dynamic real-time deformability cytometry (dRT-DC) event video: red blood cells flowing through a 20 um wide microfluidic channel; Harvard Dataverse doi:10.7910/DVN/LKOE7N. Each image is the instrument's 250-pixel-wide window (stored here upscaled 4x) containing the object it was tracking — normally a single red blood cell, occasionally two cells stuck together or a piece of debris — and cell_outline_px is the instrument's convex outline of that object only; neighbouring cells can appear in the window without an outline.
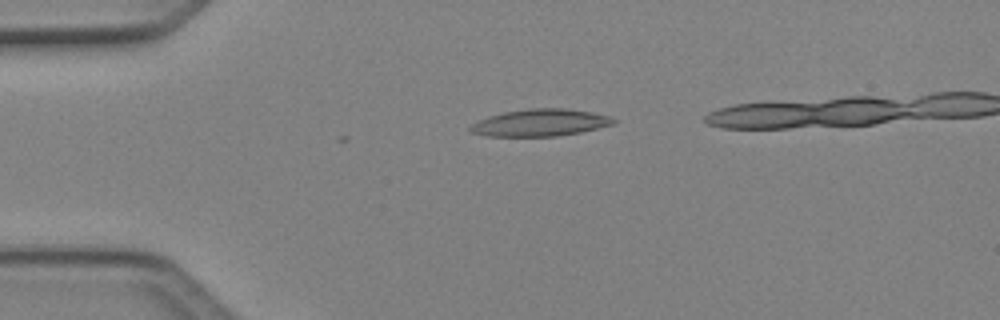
{"species": "Egyptian fruit bat (a non-hibernating species)", "species_latin": "Rousettus aegyptiacus", "temperature_condition": "cold", "stored_images_in_passage": 4, "camera_frame_rate_fps": 3000, "um_per_image_px": 0.085, "animal": {"sex": "female"}, "frame": {"image": 1, "passage_image": 2, "time_ms": 0.333, "image_size_px": [1000, 320], "cell_outline_px": [[616, 124], [580, 132], [556, 136], [488, 136], [472, 132], [468, 128], [476, 120], [488, 116], [504, 112], [528, 108], [564, 108], [592, 112], [608, 116], [616, 120]], "centroid_in_image_um": [45.91, 10.42], "position_along_channel_um": 39.1, "area_um2": 22.6}}